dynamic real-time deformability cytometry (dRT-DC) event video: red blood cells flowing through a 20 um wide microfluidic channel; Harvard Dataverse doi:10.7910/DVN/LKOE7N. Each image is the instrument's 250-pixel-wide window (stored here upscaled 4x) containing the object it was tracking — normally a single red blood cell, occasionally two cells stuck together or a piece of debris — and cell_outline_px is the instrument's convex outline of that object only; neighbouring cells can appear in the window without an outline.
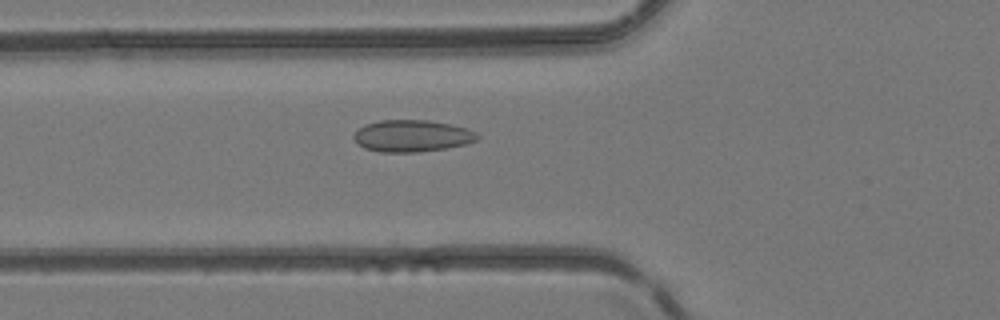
{"species": "common noctule bat (a hibernating species)", "species_latin": "Nyctalus noctula", "temperature_condition": "room temperature", "stored_images_in_passage": 40, "camera_frame_rate_fps": 3000, "um_per_image_px": 0.085, "animal": {"sex": "female", "body_mass_g": 24.6, "forearm_length_mm": 56.2}, "frame": {"image": 1, "passage_image": 10, "time_ms": 3.0, "image_size_px": [1000, 320], "cell_outline_px": [[480, 136], [476, 140], [468, 144], [420, 152], [380, 152], [364, 148], [356, 144], [352, 136], [360, 128], [368, 124], [380, 120], [428, 120], [448, 124], [464, 128], [476, 132]], "centroid_in_image_um": [35.0, 11.56], "position_along_channel_um": 90.8, "area_um2": 22.83}}
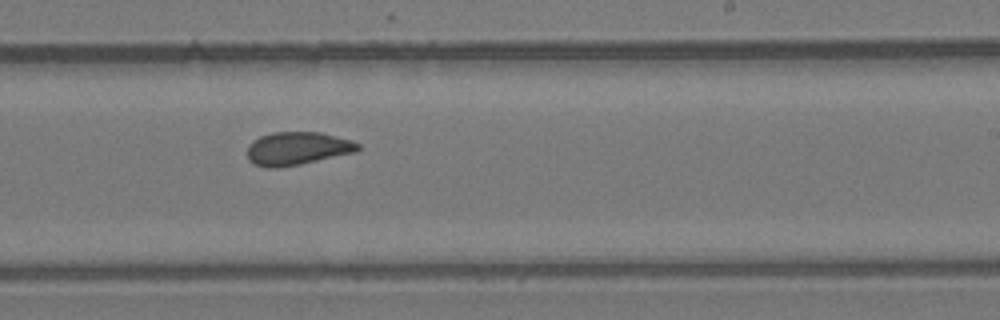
{"frame": {"image": 2, "passage_image": 22, "time_ms": 7.0, "image_size_px": [1000, 320], "cell_outline_px": [[360, 148], [356, 152], [300, 164], [280, 168], [268, 168], [252, 164], [248, 160], [248, 148], [252, 140], [260, 136], [272, 132], [320, 132], [352, 140], [360, 144]], "centroid_in_image_um": [25.26, 12.62], "position_along_channel_um": 263.7, "area_um2": 21.5}}
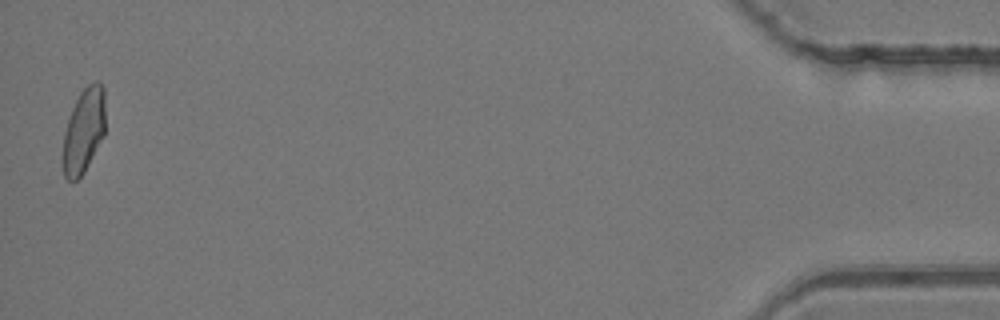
{"frame": {"image": 3, "passage_image": 40, "time_ms": 13.0, "image_size_px": [1000, 320], "cell_outline_px": [[104, 136], [84, 172], [72, 184], [64, 176], [60, 160], [60, 156], [64, 132], [72, 108], [80, 92], [88, 84], [96, 80], [100, 80], [104, 88]], "centroid_in_image_um": [7.08, 11.15], "position_along_channel_um": 428.1, "area_um2": 21.5}}